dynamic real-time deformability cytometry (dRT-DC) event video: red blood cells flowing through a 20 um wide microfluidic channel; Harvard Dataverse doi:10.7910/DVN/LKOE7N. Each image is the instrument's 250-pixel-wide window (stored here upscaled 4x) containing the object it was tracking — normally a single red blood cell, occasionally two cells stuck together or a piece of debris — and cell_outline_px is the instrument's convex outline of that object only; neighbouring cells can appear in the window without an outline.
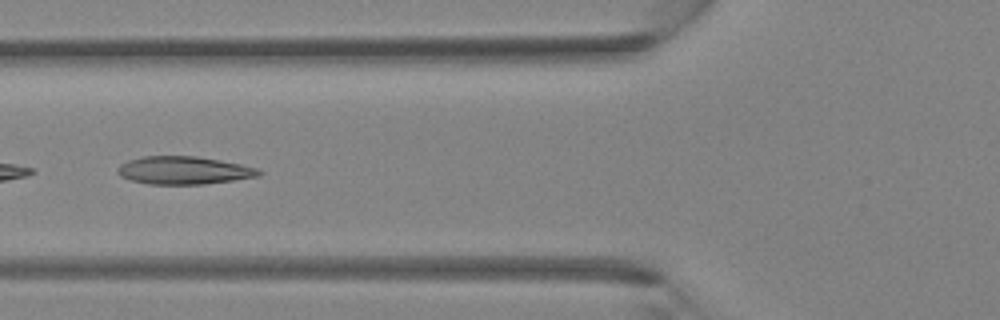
{"species": "Egyptian fruit bat (a non-hibernating species)", "species_latin": "Rousettus aegyptiacus", "temperature_condition": "room temperature", "stored_images_in_passage": 25, "camera_frame_rate_fps": 3000, "um_per_image_px": 0.085, "animal": {"sex": "female"}, "frame": {"image": 1, "passage_image": 11, "time_ms": 3.333, "image_size_px": [1000, 320], "cell_outline_px": [[264, 172], [260, 176], [204, 184], [148, 184], [132, 180], [120, 176], [116, 172], [116, 168], [120, 164], [128, 160], [140, 156], [196, 156], [220, 160], [260, 168]], "centroid_in_image_um": [15.62, 14.47], "position_along_channel_um": 110.2, "area_um2": 23.12}}